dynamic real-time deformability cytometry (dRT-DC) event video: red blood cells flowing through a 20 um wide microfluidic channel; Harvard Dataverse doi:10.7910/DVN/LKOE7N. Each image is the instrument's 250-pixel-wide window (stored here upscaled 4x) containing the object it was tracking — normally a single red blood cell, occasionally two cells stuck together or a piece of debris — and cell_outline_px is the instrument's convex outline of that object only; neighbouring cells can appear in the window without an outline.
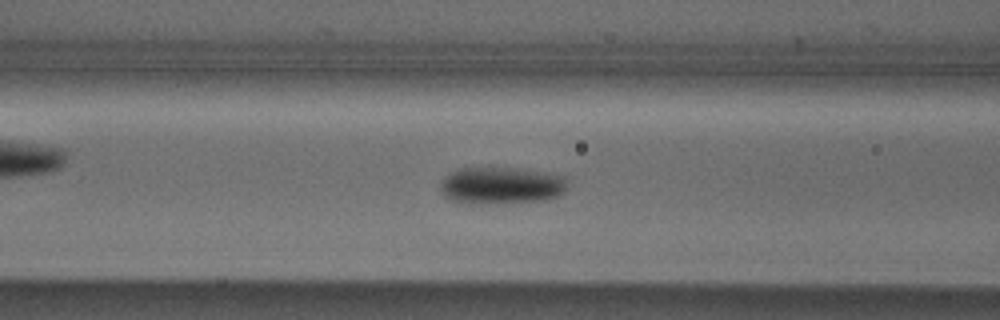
{"species": "Egyptian fruit bat (a non-hibernating species)", "species_latin": "Rousettus aegyptiacus", "temperature_condition": "cold", "stored_images_in_passage": 52, "camera_frame_rate_fps": 3000, "um_per_image_px": 0.085, "animal": {"sex": "male"}, "frame": {"image": 1, "passage_image": 20, "time_ms": 6.333, "image_size_px": [1000, 320], "cell_outline_px": [[568, 188], [564, 192], [556, 196], [544, 200], [500, 204], [464, 204], [452, 200], [444, 196], [440, 192], [440, 184], [444, 176], [460, 168], [516, 168], [568, 176]], "centroid_in_image_um": [42.61, 15.79], "position_along_channel_um": 124.0, "area_um2": 28.03}}
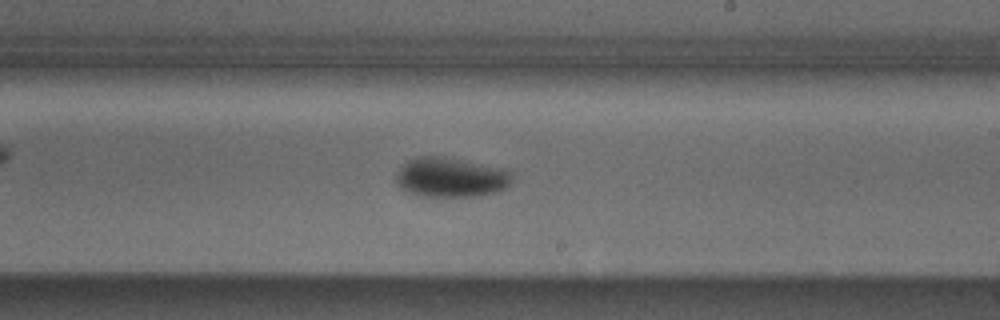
{"frame": {"image": 2, "passage_image": 30, "time_ms": 9.667, "image_size_px": [1000, 320], "cell_outline_px": [[512, 180], [504, 188], [496, 192], [476, 196], [420, 196], [408, 192], [400, 188], [396, 184], [396, 176], [400, 168], [408, 160], [416, 156], [444, 156], [508, 168], [512, 176]], "centroid_in_image_um": [38.32, 15.06], "position_along_channel_um": 250.7, "area_um2": 27.11}}
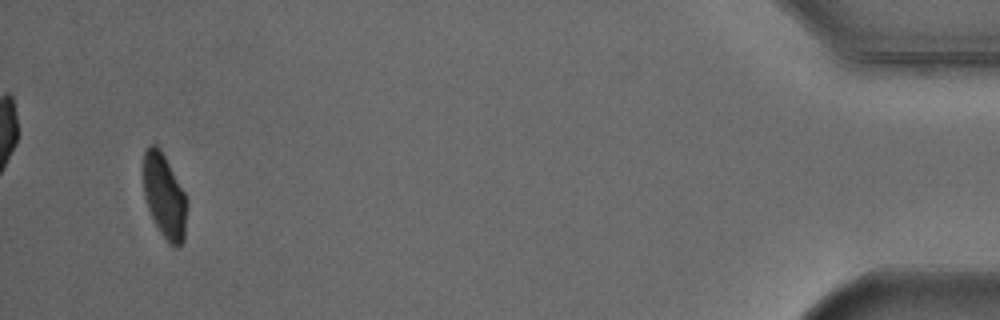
{"frame": {"image": 3, "passage_image": 50, "time_ms": 16.333, "image_size_px": [1000, 320], "cell_outline_px": [[188, 204], [184, 240], [180, 248], [176, 248], [168, 244], [160, 232], [148, 208], [144, 196], [144, 152], [148, 144], [156, 144], [160, 148], [184, 192], [188, 200]], "centroid_in_image_um": [14.0, 16.72], "position_along_channel_um": 421.2, "area_um2": 21.56}, "authors_computed_cell_mechanics": {"area_um2": 24.854, "velocity_mm_per_s": 3.8072, "shape_relaxation_time_tau1_ms": 3.052, "shape_relaxation_time_tau2_ms": null, "deformation_change_tau1": 0.1031, "deformation_change_tau2": null}}